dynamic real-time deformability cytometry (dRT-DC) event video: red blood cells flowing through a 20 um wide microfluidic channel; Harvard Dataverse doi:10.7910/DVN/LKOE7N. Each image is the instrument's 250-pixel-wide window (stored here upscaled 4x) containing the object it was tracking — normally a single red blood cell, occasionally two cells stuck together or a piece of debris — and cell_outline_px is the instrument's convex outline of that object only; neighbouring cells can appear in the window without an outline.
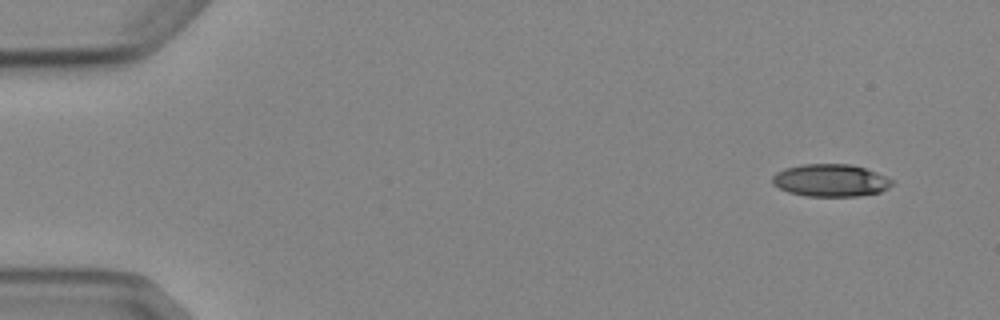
{"species": "Egyptian fruit bat (a non-hibernating species)", "species_latin": "Rousettus aegyptiacus", "temperature_condition": "cold", "stored_images_in_passage": 5, "camera_frame_rate_fps": 3000, "um_per_image_px": 0.085, "animal": {"sex": "female"}, "frame": {"image": 1, "passage_image": 1, "time_ms": 0.0, "image_size_px": [1000, 320], "cell_outline_px": [[892, 184], [888, 188], [880, 192], [860, 196], [804, 196], [788, 192], [772, 184], [772, 176], [776, 172], [784, 168], [800, 164], [852, 164], [876, 172], [892, 180]], "centroid_in_image_um": [70.56, 15.33], "position_along_channel_um": 14.4, "area_um2": 22.72}}
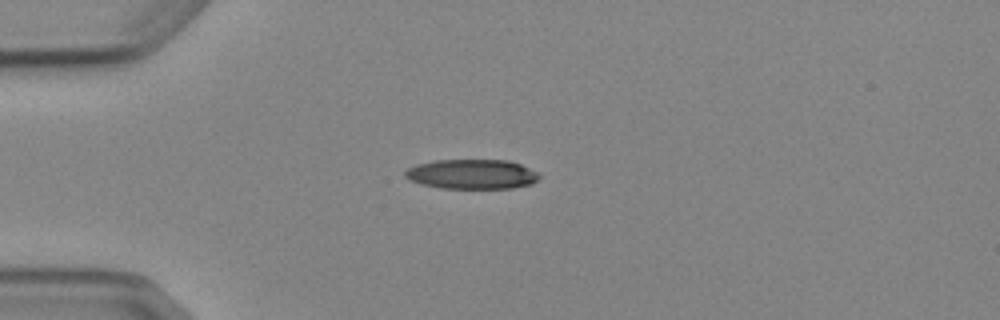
{"frame": {"image": 2, "passage_image": 4, "time_ms": 3.333, "image_size_px": [1000, 320], "cell_outline_px": [[540, 176], [532, 184], [512, 188], [440, 188], [420, 184], [404, 176], [404, 172], [408, 168], [416, 164], [436, 160], [508, 160], [520, 164], [536, 172]], "centroid_in_image_um": [40.09, 14.8], "position_along_channel_um": 44.9, "area_um2": 23.12}}